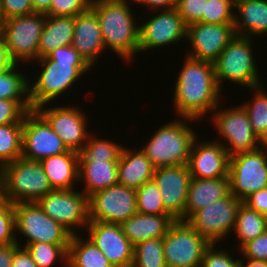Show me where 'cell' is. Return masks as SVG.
I'll list each match as a JSON object with an SVG mask.
<instances>
[{
	"label": "cell",
	"mask_w": 267,
	"mask_h": 267,
	"mask_svg": "<svg viewBox=\"0 0 267 267\" xmlns=\"http://www.w3.org/2000/svg\"><path fill=\"white\" fill-rule=\"evenodd\" d=\"M235 9L236 35L252 38L267 33V0H235Z\"/></svg>",
	"instance_id": "28"
},
{
	"label": "cell",
	"mask_w": 267,
	"mask_h": 267,
	"mask_svg": "<svg viewBox=\"0 0 267 267\" xmlns=\"http://www.w3.org/2000/svg\"><path fill=\"white\" fill-rule=\"evenodd\" d=\"M246 262H243V260L241 259L240 267H267V261L246 259ZM245 263H246V265H245Z\"/></svg>",
	"instance_id": "53"
},
{
	"label": "cell",
	"mask_w": 267,
	"mask_h": 267,
	"mask_svg": "<svg viewBox=\"0 0 267 267\" xmlns=\"http://www.w3.org/2000/svg\"><path fill=\"white\" fill-rule=\"evenodd\" d=\"M19 247L17 242L0 245V267H11L14 253Z\"/></svg>",
	"instance_id": "50"
},
{
	"label": "cell",
	"mask_w": 267,
	"mask_h": 267,
	"mask_svg": "<svg viewBox=\"0 0 267 267\" xmlns=\"http://www.w3.org/2000/svg\"><path fill=\"white\" fill-rule=\"evenodd\" d=\"M4 200L3 197V174H2V169L0 168V202Z\"/></svg>",
	"instance_id": "54"
},
{
	"label": "cell",
	"mask_w": 267,
	"mask_h": 267,
	"mask_svg": "<svg viewBox=\"0 0 267 267\" xmlns=\"http://www.w3.org/2000/svg\"><path fill=\"white\" fill-rule=\"evenodd\" d=\"M137 212L150 215L169 214L161 197V192L152 179L136 190Z\"/></svg>",
	"instance_id": "38"
},
{
	"label": "cell",
	"mask_w": 267,
	"mask_h": 267,
	"mask_svg": "<svg viewBox=\"0 0 267 267\" xmlns=\"http://www.w3.org/2000/svg\"><path fill=\"white\" fill-rule=\"evenodd\" d=\"M252 38L236 35L213 62L216 80L221 89L222 81H231L246 88L262 85L253 58Z\"/></svg>",
	"instance_id": "6"
},
{
	"label": "cell",
	"mask_w": 267,
	"mask_h": 267,
	"mask_svg": "<svg viewBox=\"0 0 267 267\" xmlns=\"http://www.w3.org/2000/svg\"><path fill=\"white\" fill-rule=\"evenodd\" d=\"M53 190L74 189L79 174V153L73 150L40 161ZM76 181V182H74Z\"/></svg>",
	"instance_id": "25"
},
{
	"label": "cell",
	"mask_w": 267,
	"mask_h": 267,
	"mask_svg": "<svg viewBox=\"0 0 267 267\" xmlns=\"http://www.w3.org/2000/svg\"><path fill=\"white\" fill-rule=\"evenodd\" d=\"M68 267H113L107 257L93 242L82 239L78 233L72 235L68 247Z\"/></svg>",
	"instance_id": "30"
},
{
	"label": "cell",
	"mask_w": 267,
	"mask_h": 267,
	"mask_svg": "<svg viewBox=\"0 0 267 267\" xmlns=\"http://www.w3.org/2000/svg\"><path fill=\"white\" fill-rule=\"evenodd\" d=\"M230 193L244 200L267 187V144L256 150L230 156Z\"/></svg>",
	"instance_id": "9"
},
{
	"label": "cell",
	"mask_w": 267,
	"mask_h": 267,
	"mask_svg": "<svg viewBox=\"0 0 267 267\" xmlns=\"http://www.w3.org/2000/svg\"><path fill=\"white\" fill-rule=\"evenodd\" d=\"M234 9L235 0H208L205 2V13L202 15V22L234 24Z\"/></svg>",
	"instance_id": "39"
},
{
	"label": "cell",
	"mask_w": 267,
	"mask_h": 267,
	"mask_svg": "<svg viewBox=\"0 0 267 267\" xmlns=\"http://www.w3.org/2000/svg\"><path fill=\"white\" fill-rule=\"evenodd\" d=\"M150 20L140 25L139 52L179 42L186 38L187 25L176 8L160 10Z\"/></svg>",
	"instance_id": "20"
},
{
	"label": "cell",
	"mask_w": 267,
	"mask_h": 267,
	"mask_svg": "<svg viewBox=\"0 0 267 267\" xmlns=\"http://www.w3.org/2000/svg\"><path fill=\"white\" fill-rule=\"evenodd\" d=\"M86 229L88 238L113 267H132L134 245L124 235L120 224L90 221Z\"/></svg>",
	"instance_id": "18"
},
{
	"label": "cell",
	"mask_w": 267,
	"mask_h": 267,
	"mask_svg": "<svg viewBox=\"0 0 267 267\" xmlns=\"http://www.w3.org/2000/svg\"><path fill=\"white\" fill-rule=\"evenodd\" d=\"M5 19L27 15L34 12L32 0H1Z\"/></svg>",
	"instance_id": "46"
},
{
	"label": "cell",
	"mask_w": 267,
	"mask_h": 267,
	"mask_svg": "<svg viewBox=\"0 0 267 267\" xmlns=\"http://www.w3.org/2000/svg\"><path fill=\"white\" fill-rule=\"evenodd\" d=\"M91 4L92 0H52L51 7L45 14L75 17L90 9Z\"/></svg>",
	"instance_id": "42"
},
{
	"label": "cell",
	"mask_w": 267,
	"mask_h": 267,
	"mask_svg": "<svg viewBox=\"0 0 267 267\" xmlns=\"http://www.w3.org/2000/svg\"><path fill=\"white\" fill-rule=\"evenodd\" d=\"M35 62L41 64L42 70L35 83L32 86L29 84V98L33 109L58 99L77 79L91 70L71 45L57 48Z\"/></svg>",
	"instance_id": "2"
},
{
	"label": "cell",
	"mask_w": 267,
	"mask_h": 267,
	"mask_svg": "<svg viewBox=\"0 0 267 267\" xmlns=\"http://www.w3.org/2000/svg\"><path fill=\"white\" fill-rule=\"evenodd\" d=\"M242 202L230 193L196 211L187 222L210 244L220 243L232 232Z\"/></svg>",
	"instance_id": "12"
},
{
	"label": "cell",
	"mask_w": 267,
	"mask_h": 267,
	"mask_svg": "<svg viewBox=\"0 0 267 267\" xmlns=\"http://www.w3.org/2000/svg\"><path fill=\"white\" fill-rule=\"evenodd\" d=\"M175 82L173 105L179 117L194 121L220 105V92L212 62L186 56Z\"/></svg>",
	"instance_id": "1"
},
{
	"label": "cell",
	"mask_w": 267,
	"mask_h": 267,
	"mask_svg": "<svg viewBox=\"0 0 267 267\" xmlns=\"http://www.w3.org/2000/svg\"><path fill=\"white\" fill-rule=\"evenodd\" d=\"M16 233H22L26 247L34 242L70 244L72 234L50 218L36 202L13 204Z\"/></svg>",
	"instance_id": "10"
},
{
	"label": "cell",
	"mask_w": 267,
	"mask_h": 267,
	"mask_svg": "<svg viewBox=\"0 0 267 267\" xmlns=\"http://www.w3.org/2000/svg\"><path fill=\"white\" fill-rule=\"evenodd\" d=\"M15 233V212L13 204L3 200L0 202V245L17 242L21 247V243L18 241Z\"/></svg>",
	"instance_id": "40"
},
{
	"label": "cell",
	"mask_w": 267,
	"mask_h": 267,
	"mask_svg": "<svg viewBox=\"0 0 267 267\" xmlns=\"http://www.w3.org/2000/svg\"><path fill=\"white\" fill-rule=\"evenodd\" d=\"M263 85L251 88L254 93L252 102L243 103L242 106L246 110L251 127L257 137L267 144V92L262 89Z\"/></svg>",
	"instance_id": "33"
},
{
	"label": "cell",
	"mask_w": 267,
	"mask_h": 267,
	"mask_svg": "<svg viewBox=\"0 0 267 267\" xmlns=\"http://www.w3.org/2000/svg\"><path fill=\"white\" fill-rule=\"evenodd\" d=\"M135 1L136 3H143L147 8H149L151 11L155 10L153 12L159 11L163 8V10H170L174 9L177 6L178 0H131ZM157 10V11H156Z\"/></svg>",
	"instance_id": "49"
},
{
	"label": "cell",
	"mask_w": 267,
	"mask_h": 267,
	"mask_svg": "<svg viewBox=\"0 0 267 267\" xmlns=\"http://www.w3.org/2000/svg\"><path fill=\"white\" fill-rule=\"evenodd\" d=\"M123 146L108 141L98 139L95 134L89 135L88 141L83 150L79 153V160H101V161H119Z\"/></svg>",
	"instance_id": "35"
},
{
	"label": "cell",
	"mask_w": 267,
	"mask_h": 267,
	"mask_svg": "<svg viewBox=\"0 0 267 267\" xmlns=\"http://www.w3.org/2000/svg\"><path fill=\"white\" fill-rule=\"evenodd\" d=\"M229 194V176L216 179L191 178L185 206V221L196 211L225 198Z\"/></svg>",
	"instance_id": "23"
},
{
	"label": "cell",
	"mask_w": 267,
	"mask_h": 267,
	"mask_svg": "<svg viewBox=\"0 0 267 267\" xmlns=\"http://www.w3.org/2000/svg\"><path fill=\"white\" fill-rule=\"evenodd\" d=\"M213 111H216L212 117L213 125L219 131L218 134L227 141L226 145H222L230 156L256 150L264 144L254 133L242 105L224 110H217L216 107Z\"/></svg>",
	"instance_id": "13"
},
{
	"label": "cell",
	"mask_w": 267,
	"mask_h": 267,
	"mask_svg": "<svg viewBox=\"0 0 267 267\" xmlns=\"http://www.w3.org/2000/svg\"><path fill=\"white\" fill-rule=\"evenodd\" d=\"M163 124L142 147L154 168L187 165L197 135L187 126L194 119L181 117ZM186 120V121H184Z\"/></svg>",
	"instance_id": "4"
},
{
	"label": "cell",
	"mask_w": 267,
	"mask_h": 267,
	"mask_svg": "<svg viewBox=\"0 0 267 267\" xmlns=\"http://www.w3.org/2000/svg\"><path fill=\"white\" fill-rule=\"evenodd\" d=\"M35 110L48 122L69 150L78 153L83 150L90 132L86 125L87 118L79 108L73 106L46 108L44 104Z\"/></svg>",
	"instance_id": "16"
},
{
	"label": "cell",
	"mask_w": 267,
	"mask_h": 267,
	"mask_svg": "<svg viewBox=\"0 0 267 267\" xmlns=\"http://www.w3.org/2000/svg\"><path fill=\"white\" fill-rule=\"evenodd\" d=\"M78 181L85 182L88 198L94 193L119 184L118 161L79 160Z\"/></svg>",
	"instance_id": "27"
},
{
	"label": "cell",
	"mask_w": 267,
	"mask_h": 267,
	"mask_svg": "<svg viewBox=\"0 0 267 267\" xmlns=\"http://www.w3.org/2000/svg\"><path fill=\"white\" fill-rule=\"evenodd\" d=\"M174 221L170 214L150 215L137 212L120 225L124 235L135 246L145 240L163 238Z\"/></svg>",
	"instance_id": "24"
},
{
	"label": "cell",
	"mask_w": 267,
	"mask_h": 267,
	"mask_svg": "<svg viewBox=\"0 0 267 267\" xmlns=\"http://www.w3.org/2000/svg\"><path fill=\"white\" fill-rule=\"evenodd\" d=\"M137 213L136 190L121 184L89 197V220L121 224Z\"/></svg>",
	"instance_id": "15"
},
{
	"label": "cell",
	"mask_w": 267,
	"mask_h": 267,
	"mask_svg": "<svg viewBox=\"0 0 267 267\" xmlns=\"http://www.w3.org/2000/svg\"><path fill=\"white\" fill-rule=\"evenodd\" d=\"M68 151L61 138L35 109L26 113L23 119L21 157L41 161Z\"/></svg>",
	"instance_id": "14"
},
{
	"label": "cell",
	"mask_w": 267,
	"mask_h": 267,
	"mask_svg": "<svg viewBox=\"0 0 267 267\" xmlns=\"http://www.w3.org/2000/svg\"><path fill=\"white\" fill-rule=\"evenodd\" d=\"M6 19L3 15V9H2V4H1V0H0V32L2 30L3 24L5 23Z\"/></svg>",
	"instance_id": "55"
},
{
	"label": "cell",
	"mask_w": 267,
	"mask_h": 267,
	"mask_svg": "<svg viewBox=\"0 0 267 267\" xmlns=\"http://www.w3.org/2000/svg\"><path fill=\"white\" fill-rule=\"evenodd\" d=\"M242 259L267 261V230L260 236L244 244L241 248ZM244 257V258H243Z\"/></svg>",
	"instance_id": "45"
},
{
	"label": "cell",
	"mask_w": 267,
	"mask_h": 267,
	"mask_svg": "<svg viewBox=\"0 0 267 267\" xmlns=\"http://www.w3.org/2000/svg\"><path fill=\"white\" fill-rule=\"evenodd\" d=\"M45 21L46 14L38 12L5 21L1 33L5 37L9 56L15 64L24 60H38V44Z\"/></svg>",
	"instance_id": "7"
},
{
	"label": "cell",
	"mask_w": 267,
	"mask_h": 267,
	"mask_svg": "<svg viewBox=\"0 0 267 267\" xmlns=\"http://www.w3.org/2000/svg\"><path fill=\"white\" fill-rule=\"evenodd\" d=\"M1 169L3 197L7 203L37 202L53 190L40 161L19 157Z\"/></svg>",
	"instance_id": "5"
},
{
	"label": "cell",
	"mask_w": 267,
	"mask_h": 267,
	"mask_svg": "<svg viewBox=\"0 0 267 267\" xmlns=\"http://www.w3.org/2000/svg\"><path fill=\"white\" fill-rule=\"evenodd\" d=\"M210 243L187 221L175 220L163 237L167 267H201L203 254Z\"/></svg>",
	"instance_id": "8"
},
{
	"label": "cell",
	"mask_w": 267,
	"mask_h": 267,
	"mask_svg": "<svg viewBox=\"0 0 267 267\" xmlns=\"http://www.w3.org/2000/svg\"><path fill=\"white\" fill-rule=\"evenodd\" d=\"M195 139L188 167L192 178L216 179L229 176L230 155L222 142H198Z\"/></svg>",
	"instance_id": "21"
},
{
	"label": "cell",
	"mask_w": 267,
	"mask_h": 267,
	"mask_svg": "<svg viewBox=\"0 0 267 267\" xmlns=\"http://www.w3.org/2000/svg\"><path fill=\"white\" fill-rule=\"evenodd\" d=\"M11 267H37V265L27 249L19 247L14 253Z\"/></svg>",
	"instance_id": "48"
},
{
	"label": "cell",
	"mask_w": 267,
	"mask_h": 267,
	"mask_svg": "<svg viewBox=\"0 0 267 267\" xmlns=\"http://www.w3.org/2000/svg\"><path fill=\"white\" fill-rule=\"evenodd\" d=\"M68 247L69 244L34 242L24 248L31 254L37 267H52L57 260L65 261L63 264L67 265Z\"/></svg>",
	"instance_id": "37"
},
{
	"label": "cell",
	"mask_w": 267,
	"mask_h": 267,
	"mask_svg": "<svg viewBox=\"0 0 267 267\" xmlns=\"http://www.w3.org/2000/svg\"><path fill=\"white\" fill-rule=\"evenodd\" d=\"M243 203L259 214L267 216V187L250 194Z\"/></svg>",
	"instance_id": "47"
},
{
	"label": "cell",
	"mask_w": 267,
	"mask_h": 267,
	"mask_svg": "<svg viewBox=\"0 0 267 267\" xmlns=\"http://www.w3.org/2000/svg\"><path fill=\"white\" fill-rule=\"evenodd\" d=\"M32 109L31 102L0 99V125L23 123L26 113Z\"/></svg>",
	"instance_id": "41"
},
{
	"label": "cell",
	"mask_w": 267,
	"mask_h": 267,
	"mask_svg": "<svg viewBox=\"0 0 267 267\" xmlns=\"http://www.w3.org/2000/svg\"><path fill=\"white\" fill-rule=\"evenodd\" d=\"M23 123L0 125V168L22 154Z\"/></svg>",
	"instance_id": "34"
},
{
	"label": "cell",
	"mask_w": 267,
	"mask_h": 267,
	"mask_svg": "<svg viewBox=\"0 0 267 267\" xmlns=\"http://www.w3.org/2000/svg\"><path fill=\"white\" fill-rule=\"evenodd\" d=\"M191 178L188 165L154 169L153 180L161 192L164 207L175 220L185 221V206Z\"/></svg>",
	"instance_id": "19"
},
{
	"label": "cell",
	"mask_w": 267,
	"mask_h": 267,
	"mask_svg": "<svg viewBox=\"0 0 267 267\" xmlns=\"http://www.w3.org/2000/svg\"><path fill=\"white\" fill-rule=\"evenodd\" d=\"M18 64L0 73V99L30 102L29 84L31 80L17 71Z\"/></svg>",
	"instance_id": "32"
},
{
	"label": "cell",
	"mask_w": 267,
	"mask_h": 267,
	"mask_svg": "<svg viewBox=\"0 0 267 267\" xmlns=\"http://www.w3.org/2000/svg\"><path fill=\"white\" fill-rule=\"evenodd\" d=\"M235 36L234 24L192 23L187 26L186 39L192 49L187 55L213 63Z\"/></svg>",
	"instance_id": "17"
},
{
	"label": "cell",
	"mask_w": 267,
	"mask_h": 267,
	"mask_svg": "<svg viewBox=\"0 0 267 267\" xmlns=\"http://www.w3.org/2000/svg\"><path fill=\"white\" fill-rule=\"evenodd\" d=\"M73 190H52L36 203L50 218L76 235V227L86 228L90 222L89 198L83 192Z\"/></svg>",
	"instance_id": "11"
},
{
	"label": "cell",
	"mask_w": 267,
	"mask_h": 267,
	"mask_svg": "<svg viewBox=\"0 0 267 267\" xmlns=\"http://www.w3.org/2000/svg\"><path fill=\"white\" fill-rule=\"evenodd\" d=\"M14 64L15 63L9 56L5 37L0 32V73L13 66Z\"/></svg>",
	"instance_id": "51"
},
{
	"label": "cell",
	"mask_w": 267,
	"mask_h": 267,
	"mask_svg": "<svg viewBox=\"0 0 267 267\" xmlns=\"http://www.w3.org/2000/svg\"><path fill=\"white\" fill-rule=\"evenodd\" d=\"M206 1L208 0H178L176 9L187 26L202 22Z\"/></svg>",
	"instance_id": "44"
},
{
	"label": "cell",
	"mask_w": 267,
	"mask_h": 267,
	"mask_svg": "<svg viewBox=\"0 0 267 267\" xmlns=\"http://www.w3.org/2000/svg\"><path fill=\"white\" fill-rule=\"evenodd\" d=\"M75 17L46 15L38 44V59L48 56L57 48L72 44Z\"/></svg>",
	"instance_id": "29"
},
{
	"label": "cell",
	"mask_w": 267,
	"mask_h": 267,
	"mask_svg": "<svg viewBox=\"0 0 267 267\" xmlns=\"http://www.w3.org/2000/svg\"><path fill=\"white\" fill-rule=\"evenodd\" d=\"M132 267H167L163 254V238L137 243L134 246Z\"/></svg>",
	"instance_id": "36"
},
{
	"label": "cell",
	"mask_w": 267,
	"mask_h": 267,
	"mask_svg": "<svg viewBox=\"0 0 267 267\" xmlns=\"http://www.w3.org/2000/svg\"><path fill=\"white\" fill-rule=\"evenodd\" d=\"M123 147L118 161L119 184L137 190L153 179L154 166L142 150Z\"/></svg>",
	"instance_id": "26"
},
{
	"label": "cell",
	"mask_w": 267,
	"mask_h": 267,
	"mask_svg": "<svg viewBox=\"0 0 267 267\" xmlns=\"http://www.w3.org/2000/svg\"><path fill=\"white\" fill-rule=\"evenodd\" d=\"M71 46L90 68L95 65L98 57L106 50L98 17L91 8L75 16Z\"/></svg>",
	"instance_id": "22"
},
{
	"label": "cell",
	"mask_w": 267,
	"mask_h": 267,
	"mask_svg": "<svg viewBox=\"0 0 267 267\" xmlns=\"http://www.w3.org/2000/svg\"><path fill=\"white\" fill-rule=\"evenodd\" d=\"M91 9L98 17L106 50L110 48L126 62L133 61L139 53L140 26L128 0H92Z\"/></svg>",
	"instance_id": "3"
},
{
	"label": "cell",
	"mask_w": 267,
	"mask_h": 267,
	"mask_svg": "<svg viewBox=\"0 0 267 267\" xmlns=\"http://www.w3.org/2000/svg\"><path fill=\"white\" fill-rule=\"evenodd\" d=\"M52 0H32L34 12L46 13L51 7Z\"/></svg>",
	"instance_id": "52"
},
{
	"label": "cell",
	"mask_w": 267,
	"mask_h": 267,
	"mask_svg": "<svg viewBox=\"0 0 267 267\" xmlns=\"http://www.w3.org/2000/svg\"><path fill=\"white\" fill-rule=\"evenodd\" d=\"M266 230L267 216L259 214L242 202L233 228L234 233H236L239 239L238 244L240 248L247 242L260 236Z\"/></svg>",
	"instance_id": "31"
},
{
	"label": "cell",
	"mask_w": 267,
	"mask_h": 267,
	"mask_svg": "<svg viewBox=\"0 0 267 267\" xmlns=\"http://www.w3.org/2000/svg\"><path fill=\"white\" fill-rule=\"evenodd\" d=\"M210 244L204 251L201 267H240L241 259H234L227 250H215Z\"/></svg>",
	"instance_id": "43"
}]
</instances>
